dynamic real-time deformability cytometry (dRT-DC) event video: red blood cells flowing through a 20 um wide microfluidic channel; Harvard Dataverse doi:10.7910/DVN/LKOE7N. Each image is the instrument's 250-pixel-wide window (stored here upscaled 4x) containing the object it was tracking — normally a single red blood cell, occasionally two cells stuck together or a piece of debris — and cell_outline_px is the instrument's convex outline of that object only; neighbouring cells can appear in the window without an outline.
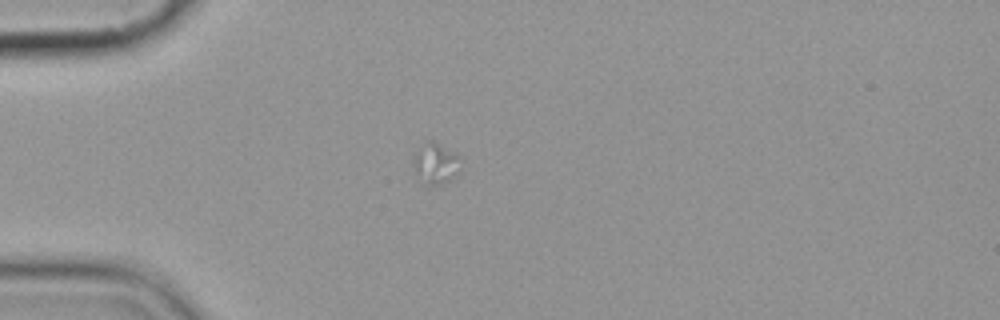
{"species": "common noctule bat (a hibernating species)", "species_latin": "Nyctalus noctula", "temperature_condition": "cold", "stored_images_in_passage": 2, "camera_frame_rate_fps": 3000, "um_per_image_px": 0.085, "animal": {"sex": "female", "body_mass_g": 19.9}, "frame": {"image": 1, "passage_image": 1, "time_ms": 0.0, "image_size_px": [1000, 320], "cell_outline_px": [[460, 168], [456, 176], [452, 180], [428, 188], [420, 184], [412, 164], [424, 140], [432, 140], [456, 152]], "centroid_in_image_um": [37.01, 13.96], "position_along_channel_um": 48.0, "area_um2": 11.62}}